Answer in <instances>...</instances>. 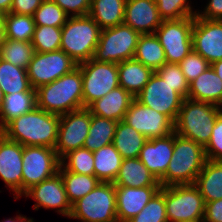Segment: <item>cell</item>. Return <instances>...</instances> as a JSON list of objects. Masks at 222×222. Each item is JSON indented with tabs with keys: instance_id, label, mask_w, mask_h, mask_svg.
<instances>
[{
	"instance_id": "4fadbf2b",
	"label": "cell",
	"mask_w": 222,
	"mask_h": 222,
	"mask_svg": "<svg viewBox=\"0 0 222 222\" xmlns=\"http://www.w3.org/2000/svg\"><path fill=\"white\" fill-rule=\"evenodd\" d=\"M141 104L166 115L175 123L184 98L156 72L135 97Z\"/></svg>"
},
{
	"instance_id": "ee69618b",
	"label": "cell",
	"mask_w": 222,
	"mask_h": 222,
	"mask_svg": "<svg viewBox=\"0 0 222 222\" xmlns=\"http://www.w3.org/2000/svg\"><path fill=\"white\" fill-rule=\"evenodd\" d=\"M205 154L208 160L222 161V113L215 121Z\"/></svg>"
},
{
	"instance_id": "7a4b0ae2",
	"label": "cell",
	"mask_w": 222,
	"mask_h": 222,
	"mask_svg": "<svg viewBox=\"0 0 222 222\" xmlns=\"http://www.w3.org/2000/svg\"><path fill=\"white\" fill-rule=\"evenodd\" d=\"M83 78L76 67L68 74L36 89V106L57 115L83 108Z\"/></svg>"
},
{
	"instance_id": "d6986e66",
	"label": "cell",
	"mask_w": 222,
	"mask_h": 222,
	"mask_svg": "<svg viewBox=\"0 0 222 222\" xmlns=\"http://www.w3.org/2000/svg\"><path fill=\"white\" fill-rule=\"evenodd\" d=\"M163 19L155 0H126L123 24L140 34H153Z\"/></svg>"
},
{
	"instance_id": "52a82bcc",
	"label": "cell",
	"mask_w": 222,
	"mask_h": 222,
	"mask_svg": "<svg viewBox=\"0 0 222 222\" xmlns=\"http://www.w3.org/2000/svg\"><path fill=\"white\" fill-rule=\"evenodd\" d=\"M140 36L125 24L102 29L92 59L117 64L132 59Z\"/></svg>"
},
{
	"instance_id": "bcb514c9",
	"label": "cell",
	"mask_w": 222,
	"mask_h": 222,
	"mask_svg": "<svg viewBox=\"0 0 222 222\" xmlns=\"http://www.w3.org/2000/svg\"><path fill=\"white\" fill-rule=\"evenodd\" d=\"M43 0H13L10 13L33 16Z\"/></svg>"
},
{
	"instance_id": "7dc6e473",
	"label": "cell",
	"mask_w": 222,
	"mask_h": 222,
	"mask_svg": "<svg viewBox=\"0 0 222 222\" xmlns=\"http://www.w3.org/2000/svg\"><path fill=\"white\" fill-rule=\"evenodd\" d=\"M196 15L207 20H222V0H209L203 11H197Z\"/></svg>"
},
{
	"instance_id": "f5cc1de1",
	"label": "cell",
	"mask_w": 222,
	"mask_h": 222,
	"mask_svg": "<svg viewBox=\"0 0 222 222\" xmlns=\"http://www.w3.org/2000/svg\"><path fill=\"white\" fill-rule=\"evenodd\" d=\"M5 27L3 23V15L0 13V47L4 44L5 41Z\"/></svg>"
},
{
	"instance_id": "db71d44e",
	"label": "cell",
	"mask_w": 222,
	"mask_h": 222,
	"mask_svg": "<svg viewBox=\"0 0 222 222\" xmlns=\"http://www.w3.org/2000/svg\"><path fill=\"white\" fill-rule=\"evenodd\" d=\"M3 102H4V94H3V91L0 87V110H1V107L3 105Z\"/></svg>"
},
{
	"instance_id": "8d00e7d4",
	"label": "cell",
	"mask_w": 222,
	"mask_h": 222,
	"mask_svg": "<svg viewBox=\"0 0 222 222\" xmlns=\"http://www.w3.org/2000/svg\"><path fill=\"white\" fill-rule=\"evenodd\" d=\"M60 164L66 171L94 176V156L87 148L69 151L60 159Z\"/></svg>"
},
{
	"instance_id": "f35d334b",
	"label": "cell",
	"mask_w": 222,
	"mask_h": 222,
	"mask_svg": "<svg viewBox=\"0 0 222 222\" xmlns=\"http://www.w3.org/2000/svg\"><path fill=\"white\" fill-rule=\"evenodd\" d=\"M68 17L66 12L52 0H43L33 15L35 26L62 27Z\"/></svg>"
},
{
	"instance_id": "5bb4252c",
	"label": "cell",
	"mask_w": 222,
	"mask_h": 222,
	"mask_svg": "<svg viewBox=\"0 0 222 222\" xmlns=\"http://www.w3.org/2000/svg\"><path fill=\"white\" fill-rule=\"evenodd\" d=\"M90 128V111L82 108L60 115L57 142L54 147L61 159L69 151L84 146Z\"/></svg>"
},
{
	"instance_id": "ffe728a7",
	"label": "cell",
	"mask_w": 222,
	"mask_h": 222,
	"mask_svg": "<svg viewBox=\"0 0 222 222\" xmlns=\"http://www.w3.org/2000/svg\"><path fill=\"white\" fill-rule=\"evenodd\" d=\"M173 149L174 132L165 137L148 139L141 149L139 159L159 181L166 174Z\"/></svg>"
},
{
	"instance_id": "9a60e30c",
	"label": "cell",
	"mask_w": 222,
	"mask_h": 222,
	"mask_svg": "<svg viewBox=\"0 0 222 222\" xmlns=\"http://www.w3.org/2000/svg\"><path fill=\"white\" fill-rule=\"evenodd\" d=\"M123 121L147 139L165 137L174 132V123L166 115L141 104L136 98Z\"/></svg>"
},
{
	"instance_id": "e575fe53",
	"label": "cell",
	"mask_w": 222,
	"mask_h": 222,
	"mask_svg": "<svg viewBox=\"0 0 222 222\" xmlns=\"http://www.w3.org/2000/svg\"><path fill=\"white\" fill-rule=\"evenodd\" d=\"M5 38L31 42L35 30L34 18L31 15L7 13L3 15Z\"/></svg>"
},
{
	"instance_id": "b9f144b4",
	"label": "cell",
	"mask_w": 222,
	"mask_h": 222,
	"mask_svg": "<svg viewBox=\"0 0 222 222\" xmlns=\"http://www.w3.org/2000/svg\"><path fill=\"white\" fill-rule=\"evenodd\" d=\"M164 81L173 87L184 99L188 96L189 83L179 64L165 63L155 71Z\"/></svg>"
},
{
	"instance_id": "6da1fadb",
	"label": "cell",
	"mask_w": 222,
	"mask_h": 222,
	"mask_svg": "<svg viewBox=\"0 0 222 222\" xmlns=\"http://www.w3.org/2000/svg\"><path fill=\"white\" fill-rule=\"evenodd\" d=\"M60 115L49 113L37 106L9 121L1 130L6 138L23 146L53 148L57 142Z\"/></svg>"
},
{
	"instance_id": "d590c367",
	"label": "cell",
	"mask_w": 222,
	"mask_h": 222,
	"mask_svg": "<svg viewBox=\"0 0 222 222\" xmlns=\"http://www.w3.org/2000/svg\"><path fill=\"white\" fill-rule=\"evenodd\" d=\"M34 53L32 42L5 39L4 44L0 47L1 59L25 69L28 68Z\"/></svg>"
},
{
	"instance_id": "44dd1931",
	"label": "cell",
	"mask_w": 222,
	"mask_h": 222,
	"mask_svg": "<svg viewBox=\"0 0 222 222\" xmlns=\"http://www.w3.org/2000/svg\"><path fill=\"white\" fill-rule=\"evenodd\" d=\"M161 186H116V209L118 222H128L136 216L160 190Z\"/></svg>"
},
{
	"instance_id": "5b68a950",
	"label": "cell",
	"mask_w": 222,
	"mask_h": 222,
	"mask_svg": "<svg viewBox=\"0 0 222 222\" xmlns=\"http://www.w3.org/2000/svg\"><path fill=\"white\" fill-rule=\"evenodd\" d=\"M101 30L90 15L68 17L62 26L60 49L78 64L88 61L93 58Z\"/></svg>"
},
{
	"instance_id": "836d02e7",
	"label": "cell",
	"mask_w": 222,
	"mask_h": 222,
	"mask_svg": "<svg viewBox=\"0 0 222 222\" xmlns=\"http://www.w3.org/2000/svg\"><path fill=\"white\" fill-rule=\"evenodd\" d=\"M58 172L63 179L66 195L71 205L91 192L100 182L95 176L66 171L61 165Z\"/></svg>"
},
{
	"instance_id": "f907efd6",
	"label": "cell",
	"mask_w": 222,
	"mask_h": 222,
	"mask_svg": "<svg viewBox=\"0 0 222 222\" xmlns=\"http://www.w3.org/2000/svg\"><path fill=\"white\" fill-rule=\"evenodd\" d=\"M1 222H34V219L33 218H27L26 216H23V215H17L14 218H9V219H5L4 221H1Z\"/></svg>"
},
{
	"instance_id": "484cf974",
	"label": "cell",
	"mask_w": 222,
	"mask_h": 222,
	"mask_svg": "<svg viewBox=\"0 0 222 222\" xmlns=\"http://www.w3.org/2000/svg\"><path fill=\"white\" fill-rule=\"evenodd\" d=\"M194 185L205 203L222 198V161L208 160L196 177Z\"/></svg>"
},
{
	"instance_id": "ba28073f",
	"label": "cell",
	"mask_w": 222,
	"mask_h": 222,
	"mask_svg": "<svg viewBox=\"0 0 222 222\" xmlns=\"http://www.w3.org/2000/svg\"><path fill=\"white\" fill-rule=\"evenodd\" d=\"M168 222H199L204 218L205 201L194 184L164 187Z\"/></svg>"
},
{
	"instance_id": "d6a6232c",
	"label": "cell",
	"mask_w": 222,
	"mask_h": 222,
	"mask_svg": "<svg viewBox=\"0 0 222 222\" xmlns=\"http://www.w3.org/2000/svg\"><path fill=\"white\" fill-rule=\"evenodd\" d=\"M36 107V92H20L4 95L0 110V130L11 120Z\"/></svg>"
},
{
	"instance_id": "7bdbcfd3",
	"label": "cell",
	"mask_w": 222,
	"mask_h": 222,
	"mask_svg": "<svg viewBox=\"0 0 222 222\" xmlns=\"http://www.w3.org/2000/svg\"><path fill=\"white\" fill-rule=\"evenodd\" d=\"M182 73L188 83L195 80L200 74L206 71L211 64L199 53L192 50L180 63Z\"/></svg>"
},
{
	"instance_id": "7c38bea8",
	"label": "cell",
	"mask_w": 222,
	"mask_h": 222,
	"mask_svg": "<svg viewBox=\"0 0 222 222\" xmlns=\"http://www.w3.org/2000/svg\"><path fill=\"white\" fill-rule=\"evenodd\" d=\"M78 63L63 50L52 52H35L27 68V75L33 89L51 83L61 76L70 73Z\"/></svg>"
},
{
	"instance_id": "8fae6325",
	"label": "cell",
	"mask_w": 222,
	"mask_h": 222,
	"mask_svg": "<svg viewBox=\"0 0 222 222\" xmlns=\"http://www.w3.org/2000/svg\"><path fill=\"white\" fill-rule=\"evenodd\" d=\"M60 158L55 149L44 146H23L22 194L35 184L58 173Z\"/></svg>"
},
{
	"instance_id": "3957f363",
	"label": "cell",
	"mask_w": 222,
	"mask_h": 222,
	"mask_svg": "<svg viewBox=\"0 0 222 222\" xmlns=\"http://www.w3.org/2000/svg\"><path fill=\"white\" fill-rule=\"evenodd\" d=\"M206 161L204 147L174 132L173 156L159 180L161 187L194 184Z\"/></svg>"
},
{
	"instance_id": "816d5d0a",
	"label": "cell",
	"mask_w": 222,
	"mask_h": 222,
	"mask_svg": "<svg viewBox=\"0 0 222 222\" xmlns=\"http://www.w3.org/2000/svg\"><path fill=\"white\" fill-rule=\"evenodd\" d=\"M211 67L215 71V73L220 77L222 80V60L216 61L211 64Z\"/></svg>"
},
{
	"instance_id": "681fc988",
	"label": "cell",
	"mask_w": 222,
	"mask_h": 222,
	"mask_svg": "<svg viewBox=\"0 0 222 222\" xmlns=\"http://www.w3.org/2000/svg\"><path fill=\"white\" fill-rule=\"evenodd\" d=\"M13 0H0V13L5 15L10 12Z\"/></svg>"
},
{
	"instance_id": "83f0119b",
	"label": "cell",
	"mask_w": 222,
	"mask_h": 222,
	"mask_svg": "<svg viewBox=\"0 0 222 222\" xmlns=\"http://www.w3.org/2000/svg\"><path fill=\"white\" fill-rule=\"evenodd\" d=\"M147 140L144 135L121 120L116 126L112 144L123 159L139 158L141 149Z\"/></svg>"
},
{
	"instance_id": "2e32d148",
	"label": "cell",
	"mask_w": 222,
	"mask_h": 222,
	"mask_svg": "<svg viewBox=\"0 0 222 222\" xmlns=\"http://www.w3.org/2000/svg\"><path fill=\"white\" fill-rule=\"evenodd\" d=\"M22 196L26 198L31 197L35 201L33 205L34 210H39L41 207L45 209H56L55 212L67 218H69L71 214L72 205L68 201L64 182L59 172L33 185L26 190L21 197Z\"/></svg>"
},
{
	"instance_id": "e0dca14e",
	"label": "cell",
	"mask_w": 222,
	"mask_h": 222,
	"mask_svg": "<svg viewBox=\"0 0 222 222\" xmlns=\"http://www.w3.org/2000/svg\"><path fill=\"white\" fill-rule=\"evenodd\" d=\"M193 50L210 64L222 60V20H207L194 16Z\"/></svg>"
},
{
	"instance_id": "c3c4849f",
	"label": "cell",
	"mask_w": 222,
	"mask_h": 222,
	"mask_svg": "<svg viewBox=\"0 0 222 222\" xmlns=\"http://www.w3.org/2000/svg\"><path fill=\"white\" fill-rule=\"evenodd\" d=\"M204 222H222V198L205 203Z\"/></svg>"
},
{
	"instance_id": "74e56055",
	"label": "cell",
	"mask_w": 222,
	"mask_h": 222,
	"mask_svg": "<svg viewBox=\"0 0 222 222\" xmlns=\"http://www.w3.org/2000/svg\"><path fill=\"white\" fill-rule=\"evenodd\" d=\"M62 27L35 26L32 45L35 52L45 53L60 49Z\"/></svg>"
},
{
	"instance_id": "4dcf8cb0",
	"label": "cell",
	"mask_w": 222,
	"mask_h": 222,
	"mask_svg": "<svg viewBox=\"0 0 222 222\" xmlns=\"http://www.w3.org/2000/svg\"><path fill=\"white\" fill-rule=\"evenodd\" d=\"M0 87L4 95L20 92H36L31 87L27 69L14 66L0 58Z\"/></svg>"
},
{
	"instance_id": "60d3db41",
	"label": "cell",
	"mask_w": 222,
	"mask_h": 222,
	"mask_svg": "<svg viewBox=\"0 0 222 222\" xmlns=\"http://www.w3.org/2000/svg\"><path fill=\"white\" fill-rule=\"evenodd\" d=\"M189 0H155L159 15L163 20L181 19L196 16Z\"/></svg>"
},
{
	"instance_id": "7402d4cb",
	"label": "cell",
	"mask_w": 222,
	"mask_h": 222,
	"mask_svg": "<svg viewBox=\"0 0 222 222\" xmlns=\"http://www.w3.org/2000/svg\"><path fill=\"white\" fill-rule=\"evenodd\" d=\"M134 99L135 97L119 86L91 103L87 109L92 115L119 122L124 120L125 114Z\"/></svg>"
},
{
	"instance_id": "d4e9b609",
	"label": "cell",
	"mask_w": 222,
	"mask_h": 222,
	"mask_svg": "<svg viewBox=\"0 0 222 222\" xmlns=\"http://www.w3.org/2000/svg\"><path fill=\"white\" fill-rule=\"evenodd\" d=\"M154 71L134 58L118 63L119 86L136 97L149 82Z\"/></svg>"
},
{
	"instance_id": "cb8c5ba5",
	"label": "cell",
	"mask_w": 222,
	"mask_h": 222,
	"mask_svg": "<svg viewBox=\"0 0 222 222\" xmlns=\"http://www.w3.org/2000/svg\"><path fill=\"white\" fill-rule=\"evenodd\" d=\"M113 184L127 187L161 186L160 182L139 158L123 159Z\"/></svg>"
},
{
	"instance_id": "4316f807",
	"label": "cell",
	"mask_w": 222,
	"mask_h": 222,
	"mask_svg": "<svg viewBox=\"0 0 222 222\" xmlns=\"http://www.w3.org/2000/svg\"><path fill=\"white\" fill-rule=\"evenodd\" d=\"M126 0H91L88 15L101 29L123 24Z\"/></svg>"
},
{
	"instance_id": "603a6c76",
	"label": "cell",
	"mask_w": 222,
	"mask_h": 222,
	"mask_svg": "<svg viewBox=\"0 0 222 222\" xmlns=\"http://www.w3.org/2000/svg\"><path fill=\"white\" fill-rule=\"evenodd\" d=\"M187 98L222 107V80L211 66L189 83Z\"/></svg>"
},
{
	"instance_id": "ab89813d",
	"label": "cell",
	"mask_w": 222,
	"mask_h": 222,
	"mask_svg": "<svg viewBox=\"0 0 222 222\" xmlns=\"http://www.w3.org/2000/svg\"><path fill=\"white\" fill-rule=\"evenodd\" d=\"M128 222H168L164 187H161L146 206Z\"/></svg>"
},
{
	"instance_id": "ac0fdd59",
	"label": "cell",
	"mask_w": 222,
	"mask_h": 222,
	"mask_svg": "<svg viewBox=\"0 0 222 222\" xmlns=\"http://www.w3.org/2000/svg\"><path fill=\"white\" fill-rule=\"evenodd\" d=\"M22 155L23 145L0 133V178L15 200L22 195Z\"/></svg>"
},
{
	"instance_id": "30bf717a",
	"label": "cell",
	"mask_w": 222,
	"mask_h": 222,
	"mask_svg": "<svg viewBox=\"0 0 222 222\" xmlns=\"http://www.w3.org/2000/svg\"><path fill=\"white\" fill-rule=\"evenodd\" d=\"M194 16L163 20L155 31L164 49L167 63L179 64L192 50Z\"/></svg>"
},
{
	"instance_id": "9c48e42d",
	"label": "cell",
	"mask_w": 222,
	"mask_h": 222,
	"mask_svg": "<svg viewBox=\"0 0 222 222\" xmlns=\"http://www.w3.org/2000/svg\"><path fill=\"white\" fill-rule=\"evenodd\" d=\"M83 78V108L119 87L118 64L94 59L78 64Z\"/></svg>"
},
{
	"instance_id": "f546056e",
	"label": "cell",
	"mask_w": 222,
	"mask_h": 222,
	"mask_svg": "<svg viewBox=\"0 0 222 222\" xmlns=\"http://www.w3.org/2000/svg\"><path fill=\"white\" fill-rule=\"evenodd\" d=\"M117 124V121L90 113V128L83 147L95 152L101 147L112 144Z\"/></svg>"
},
{
	"instance_id": "277c9868",
	"label": "cell",
	"mask_w": 222,
	"mask_h": 222,
	"mask_svg": "<svg viewBox=\"0 0 222 222\" xmlns=\"http://www.w3.org/2000/svg\"><path fill=\"white\" fill-rule=\"evenodd\" d=\"M221 113L222 107L185 98L174 123V132L205 148L215 121Z\"/></svg>"
},
{
	"instance_id": "f1b7e54d",
	"label": "cell",
	"mask_w": 222,
	"mask_h": 222,
	"mask_svg": "<svg viewBox=\"0 0 222 222\" xmlns=\"http://www.w3.org/2000/svg\"><path fill=\"white\" fill-rule=\"evenodd\" d=\"M93 156L94 176L100 182L113 183L119 173L123 160L120 153L115 149L113 144H110L93 152Z\"/></svg>"
},
{
	"instance_id": "8992f818",
	"label": "cell",
	"mask_w": 222,
	"mask_h": 222,
	"mask_svg": "<svg viewBox=\"0 0 222 222\" xmlns=\"http://www.w3.org/2000/svg\"><path fill=\"white\" fill-rule=\"evenodd\" d=\"M69 218L81 222H118L116 186L99 182L91 192L72 205Z\"/></svg>"
},
{
	"instance_id": "1f68e13d",
	"label": "cell",
	"mask_w": 222,
	"mask_h": 222,
	"mask_svg": "<svg viewBox=\"0 0 222 222\" xmlns=\"http://www.w3.org/2000/svg\"><path fill=\"white\" fill-rule=\"evenodd\" d=\"M133 58L154 72L167 63L164 49L155 33L141 34Z\"/></svg>"
},
{
	"instance_id": "f6af8a7d",
	"label": "cell",
	"mask_w": 222,
	"mask_h": 222,
	"mask_svg": "<svg viewBox=\"0 0 222 222\" xmlns=\"http://www.w3.org/2000/svg\"><path fill=\"white\" fill-rule=\"evenodd\" d=\"M60 6L69 17L85 16L90 11L91 0H52Z\"/></svg>"
}]
</instances>
